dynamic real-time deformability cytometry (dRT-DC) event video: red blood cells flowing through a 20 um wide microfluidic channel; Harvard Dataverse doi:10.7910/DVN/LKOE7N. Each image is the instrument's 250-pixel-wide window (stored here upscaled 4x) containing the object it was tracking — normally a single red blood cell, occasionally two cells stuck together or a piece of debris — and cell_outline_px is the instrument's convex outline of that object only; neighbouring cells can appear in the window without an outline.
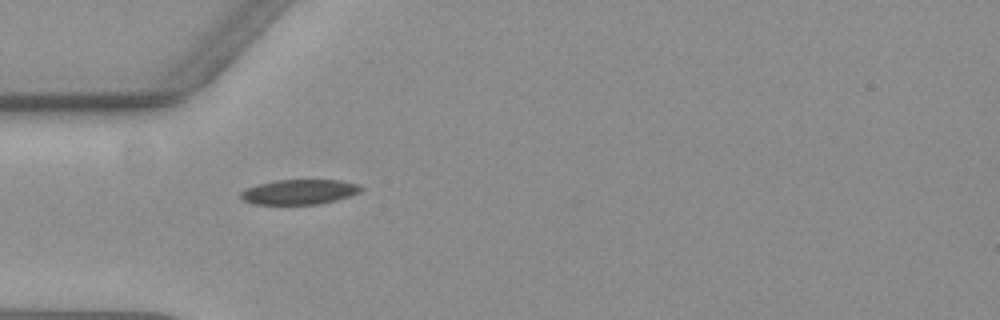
{"species": "common noctule bat (a hibernating species)", "species_latin": "Nyctalus noctula", "temperature_condition": "warm", "stored_images_in_passage": 43, "camera_frame_rate_fps": 3000, "um_per_image_px": 0.085, "animal": {"sex": "female", "body_mass_g": 19.3, "forearm_length_mm": 54.1}, "frame": {"image": 1, "passage_image": 3, "time_ms": 0.667, "image_size_px": [1000, 320], "cell_outline_px": [[364, 188], [360, 192], [336, 200], [320, 204], [256, 204], [244, 200], [240, 196], [240, 192], [244, 188], [276, 180], [340, 180], [360, 184]], "centroid_in_image_um": [25.47, 16.3], "position_along_channel_um": 59.5, "area_um2": 17.46}}
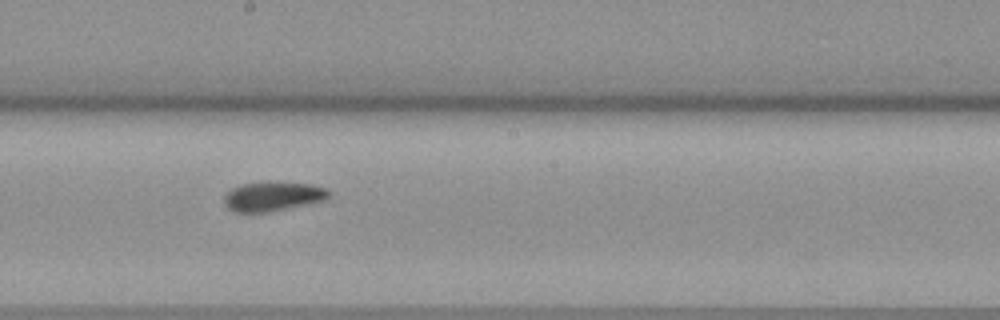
{"frame": {"image": 2, "passage_image": 17, "time_ms": 5.333, "image_size_px": [1000, 320], "cell_outline_px": [[332, 196], [328, 200], [268, 212], [236, 212], [228, 208], [224, 204], [224, 196], [232, 188], [240, 184], [264, 180], [280, 180], [312, 184], [328, 188], [332, 192]], "centroid_in_image_um": [23.27, 16.64], "position_along_channel_um": 224.9, "area_um2": 18.84}}
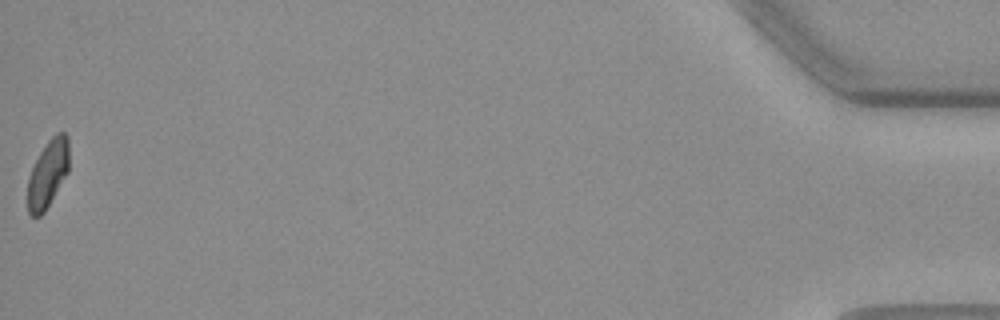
{"frame": {"image": 3, "passage_image": 43, "time_ms": 14.0, "image_size_px": [1000, 320], "cell_outline_px": [[68, 172], [44, 212], [40, 216], [32, 216], [28, 212], [28, 176], [40, 152], [48, 140], [56, 132], [64, 132], [68, 136]], "centroid_in_image_um": [4.06, 14.75], "position_along_channel_um": 431.1, "area_um2": 16.13}, "authors_computed_cell_mechanics": {"area_um2": 17.4556, "velocity_mm_per_s": 3.5925, "shape_relaxation_time_tau1_ms": 8.0211, "shape_relaxation_time_tau2_ms": 2.8752, "deformation_change_tau1": 0.1643, "deformation_change_tau2": 0.0627}}